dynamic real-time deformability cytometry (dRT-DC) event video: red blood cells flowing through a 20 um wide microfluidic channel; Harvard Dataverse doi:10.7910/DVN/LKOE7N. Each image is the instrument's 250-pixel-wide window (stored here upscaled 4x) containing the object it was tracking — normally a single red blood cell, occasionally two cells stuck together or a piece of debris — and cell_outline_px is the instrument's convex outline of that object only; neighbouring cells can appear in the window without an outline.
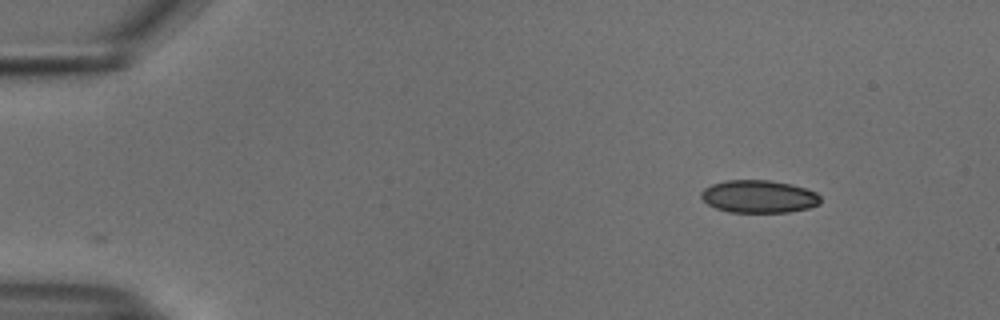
{"species": "common noctule bat (a hibernating species)", "species_latin": "Nyctalus noctula", "temperature_condition": "cold", "stored_images_in_passage": 48, "camera_frame_rate_fps": 3000, "um_per_image_px": 0.085, "animal": {"sex": "male", "body_mass_g": 18.8}, "frame": {"image": 1, "passage_image": 1, "time_ms": 0.0, "image_size_px": [1000, 320], "cell_outline_px": [[820, 204], [808, 208], [788, 212], [728, 212], [716, 208], [708, 204], [700, 196], [700, 192], [704, 188], [712, 184], [724, 180], [768, 180], [792, 184], [816, 192], [820, 196]], "centroid_in_image_um": [64.49, 16.7], "position_along_channel_um": 20.5, "area_um2": 22.77}}
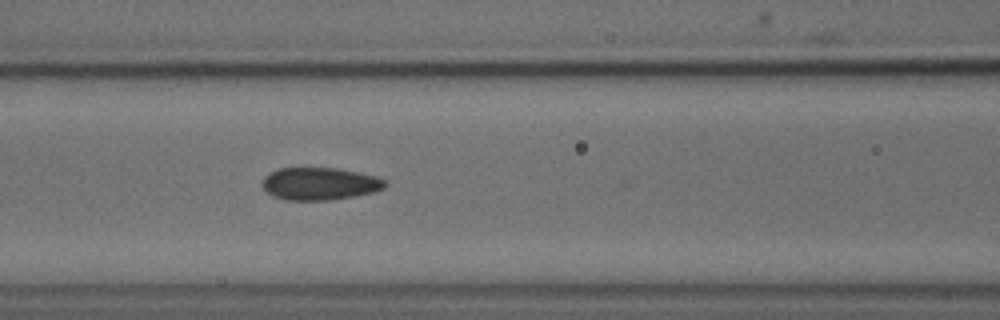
{"frame": {"image": 2, "passage_image": 18, "time_ms": 5.667, "image_size_px": [1000, 320], "cell_outline_px": [[388, 184], [384, 188], [372, 192], [356, 196], [328, 200], [284, 200], [272, 196], [260, 184], [264, 176], [280, 168], [340, 168], [360, 172], [376, 176], [384, 180]], "centroid_in_image_um": [27.17, 15.62], "position_along_channel_um": 139.4, "area_um2": 23.41}}
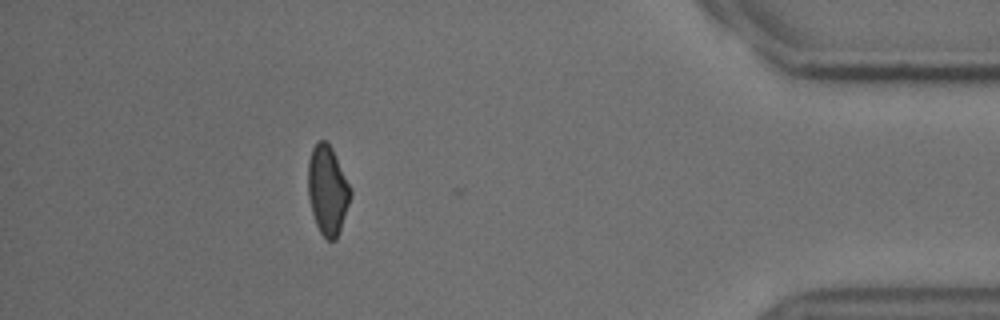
{"frame": {"image": 3, "passage_image": 43, "time_ms": 14.0, "image_size_px": [1000, 320], "cell_outline_px": [[352, 192], [336, 240], [328, 240], [320, 232], [316, 224], [312, 212], [308, 196], [308, 160], [312, 148], [320, 140], [324, 140], [332, 148], [352, 188]], "centroid_in_image_um": [27.83, 16.14], "position_along_channel_um": 407.4, "area_um2": 21.85}, "authors_computed_cell_mechanics": {"area_um2": 23.2934, "velocity_mm_per_s": 3.7403, "shape_relaxation_time_tau1_ms": 4.3101, "shape_relaxation_time_tau2_ms": 2.502, "deformation_change_tau1": 0.0953, "deformation_change_tau2": 0.0615}}